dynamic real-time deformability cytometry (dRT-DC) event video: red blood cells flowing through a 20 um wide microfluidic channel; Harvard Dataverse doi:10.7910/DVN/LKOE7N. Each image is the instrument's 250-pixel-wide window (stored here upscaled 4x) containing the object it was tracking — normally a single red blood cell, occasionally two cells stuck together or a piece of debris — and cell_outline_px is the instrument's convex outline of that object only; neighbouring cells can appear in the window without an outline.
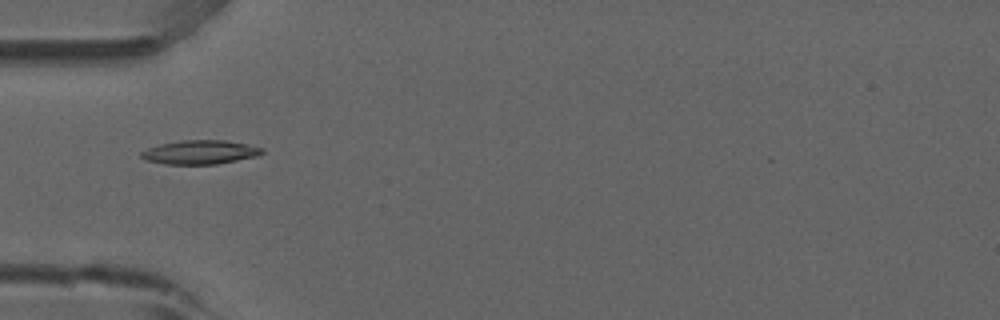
{"species": "common noctule bat (a hibernating species)", "species_latin": "Nyctalus noctula", "temperature_condition": "room temperature", "stored_images_in_passage": 52, "camera_frame_rate_fps": 3000, "um_per_image_px": 0.085, "animal": {"sex": "male", "forearm_length_mm": 52.5}, "frame": {"image": 1, "passage_image": 16, "time_ms": 5.0, "image_size_px": [1000, 320], "cell_outline_px": [[264, 152], [260, 156], [216, 164], [164, 164], [144, 160], [140, 156], [140, 152], [148, 148], [160, 144], [180, 140], [224, 140], [248, 144], [264, 148]], "centroid_in_image_um": [17.02, 12.94], "position_along_channel_um": 68.0, "area_um2": 17.05}}
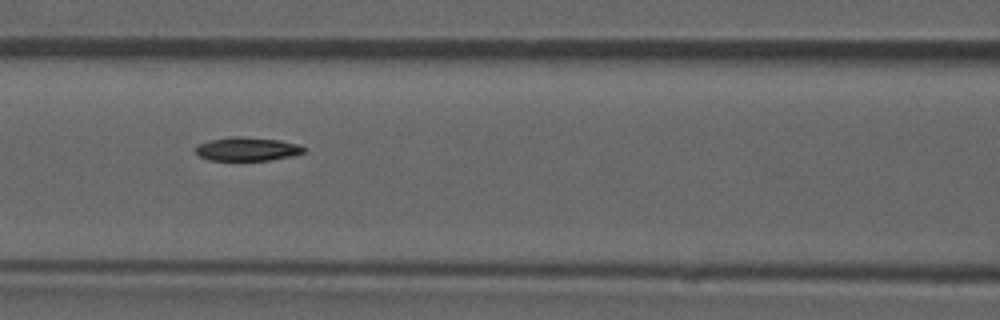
{"frame": {"image": 2, "passage_image": 22, "time_ms": 7.0, "image_size_px": [1000, 320], "cell_outline_px": [[308, 148], [304, 152], [292, 156], [268, 160], [208, 160], [200, 156], [196, 152], [196, 144], [208, 140], [228, 136], [240, 136], [280, 140], [300, 144]], "centroid_in_image_um": [21.02, 12.65], "position_along_channel_um": 145.6, "area_um2": 15.14}}
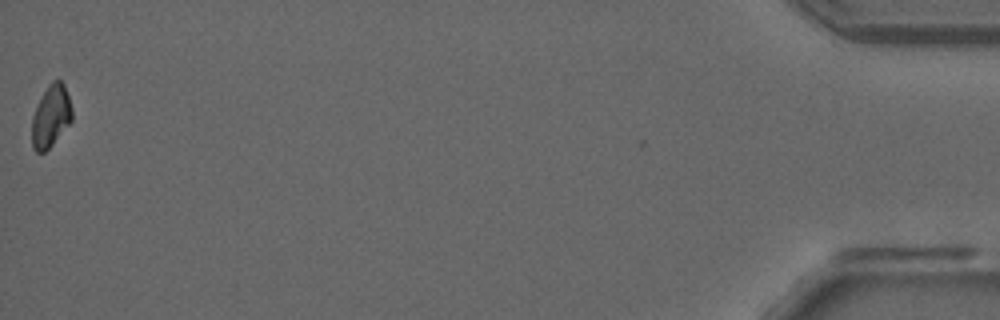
{"frame": {"image": 3, "passage_image": 52, "time_ms": 17.0, "image_size_px": [1000, 320], "cell_outline_px": [[72, 120], [52, 144], [44, 152], [36, 152], [32, 148], [32, 116], [48, 84], [52, 80], [60, 80], [64, 84], [72, 108]], "centroid_in_image_um": [4.32, 9.87], "position_along_channel_um": 430.9, "area_um2": 14.28}, "authors_computed_cell_mechanics": {"area_um2": 15.4326, "velocity_mm_per_s": 3.8573, "shape_relaxation_time_tau1_ms": 5.5442, "shape_relaxation_time_tau2_ms": 9.0467, "deformation_change_tau1": 0.1556, "deformation_change_tau2": 0.1291}}